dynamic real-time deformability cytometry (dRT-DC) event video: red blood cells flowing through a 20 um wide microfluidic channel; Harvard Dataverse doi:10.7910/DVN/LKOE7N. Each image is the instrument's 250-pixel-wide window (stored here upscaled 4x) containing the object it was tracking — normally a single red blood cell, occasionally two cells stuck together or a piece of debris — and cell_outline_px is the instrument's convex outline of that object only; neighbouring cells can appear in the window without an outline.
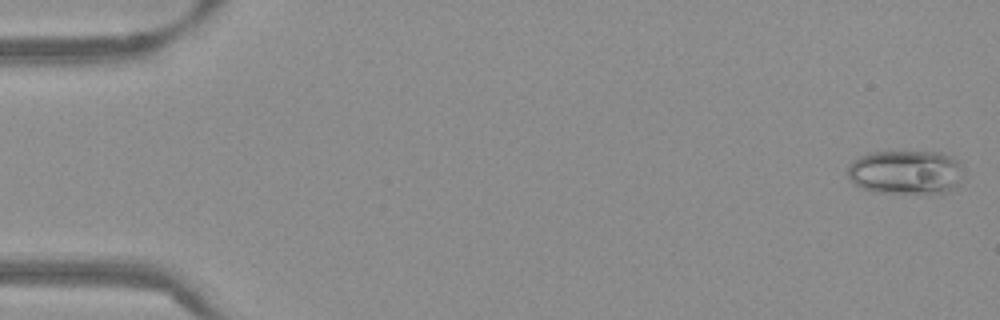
{"species": "Egyptian fruit bat (a non-hibernating species)", "species_latin": "Rousettus aegyptiacus", "temperature_condition": "warm", "stored_images_in_passage": 54, "camera_frame_rate_fps": 3000, "um_per_image_px": 0.085, "frame": {"image": 1, "passage_image": 2, "time_ms": 0.333, "image_size_px": [1000, 320], "cell_outline_px": [[964, 168], [960, 184], [948, 192], [932, 196], [880, 192], [860, 188], [848, 176], [848, 164], [852, 160], [868, 152], [940, 152], [952, 156]], "centroid_in_image_um": [77.05, 14.67], "position_along_channel_um": 8.0, "area_um2": 30.75}}
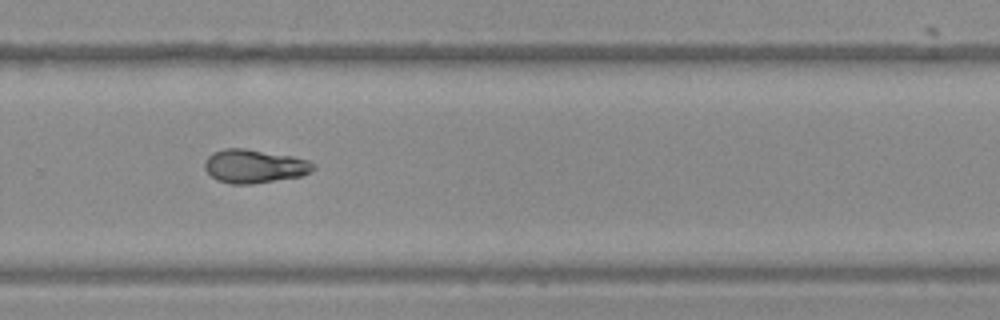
{"frame": {"image": 2, "passage_image": 37, "time_ms": 12.0, "image_size_px": [1000, 320], "cell_outline_px": [[316, 168], [312, 172], [300, 176], [252, 184], [232, 184], [216, 180], [204, 168], [204, 160], [212, 152], [224, 148], [244, 148], [292, 156], [308, 160], [316, 164]], "centroid_in_image_um": [21.62, 14.12], "position_along_channel_um": 308.2, "area_um2": 21.39}}
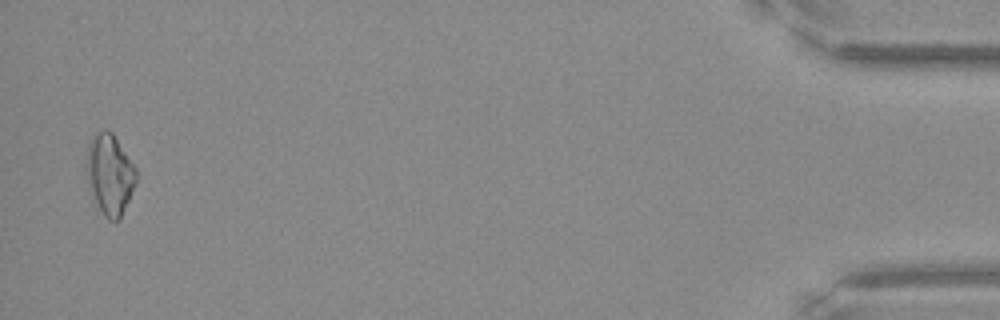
{"frame": {"image": 3, "passage_image": 53, "time_ms": 17.333, "image_size_px": [1000, 320], "cell_outline_px": [[136, 184], [120, 220], [108, 220], [104, 216], [92, 196], [84, 164], [88, 144], [92, 136], [96, 132], [108, 128], [112, 132], [136, 168]], "centroid_in_image_um": [9.31, 14.8], "position_along_channel_um": 425.9, "area_um2": 23.58}, "authors_computed_cell_mechanics": {"area_um2": 21.097, "velocity_mm_per_s": 3.8344, "shape_relaxation_time_tau1_ms": null, "shape_relaxation_time_tau2_ms": 4.702, "deformation_change_tau1": null, "deformation_change_tau2": 0.11}}